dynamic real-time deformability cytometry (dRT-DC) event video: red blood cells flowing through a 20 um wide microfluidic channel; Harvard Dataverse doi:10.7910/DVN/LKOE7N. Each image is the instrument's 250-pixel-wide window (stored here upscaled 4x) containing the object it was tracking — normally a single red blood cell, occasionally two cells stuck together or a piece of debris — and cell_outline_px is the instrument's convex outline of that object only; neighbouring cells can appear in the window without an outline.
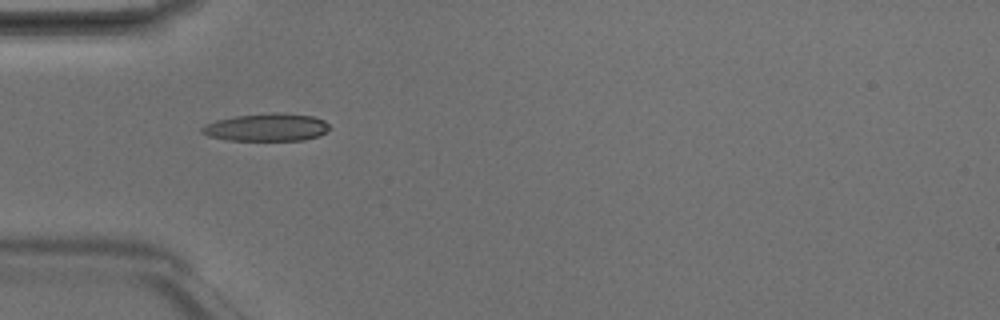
{"species": "Egyptian fruit bat (a non-hibernating species)", "species_latin": "Rousettus aegyptiacus", "temperature_condition": "room temperature", "stored_images_in_passage": 6, "camera_frame_rate_fps": 3000, "um_per_image_px": 0.085, "animal": {"sex": "male"}, "frame": {"image": 1, "passage_image": 5, "time_ms": 1.333, "image_size_px": [1000, 320], "cell_outline_px": [[328, 128], [320, 136], [304, 140], [228, 140], [208, 136], [200, 132], [200, 128], [204, 124], [216, 120], [236, 116], [276, 112], [280, 112], [312, 116], [324, 120], [328, 124]], "centroid_in_image_um": [22.63, 10.82], "position_along_channel_um": 62.4, "area_um2": 20.58}}